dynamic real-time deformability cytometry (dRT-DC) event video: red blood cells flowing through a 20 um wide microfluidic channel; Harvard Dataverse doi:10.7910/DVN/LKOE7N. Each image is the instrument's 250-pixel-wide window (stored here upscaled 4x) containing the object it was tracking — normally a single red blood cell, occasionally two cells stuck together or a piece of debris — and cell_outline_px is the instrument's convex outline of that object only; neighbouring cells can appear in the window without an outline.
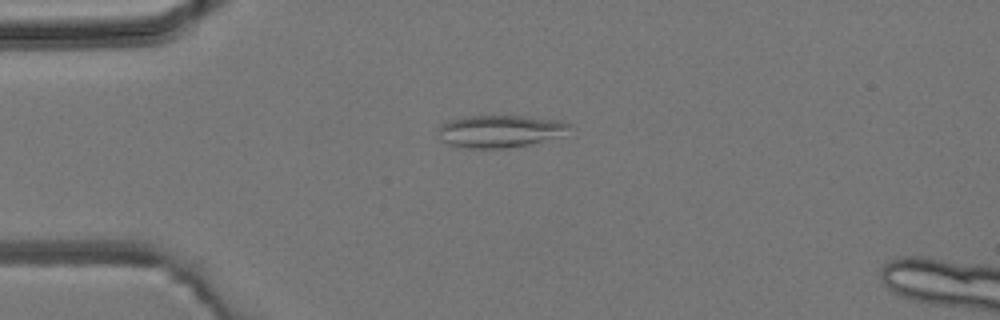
{"species": "common noctule bat (a hibernating species)", "species_latin": "Nyctalus noctula", "temperature_condition": "room temperature", "stored_images_in_passage": 5, "camera_frame_rate_fps": 3000, "um_per_image_px": 0.085, "animal": {"sex": "male", "body_mass_g": 19.2, "forearm_length_mm": 51.8}, "frame": {"image": 1, "passage_image": 4, "time_ms": 3.333, "image_size_px": [1000, 320], "cell_outline_px": [[568, 124], [560, 136], [532, 144], [508, 148], [460, 148], [448, 144], [440, 140], [436, 132], [440, 124], [448, 120], [468, 116], [528, 116], [560, 120]], "centroid_in_image_um": [42.38, 11.16], "position_along_channel_um": 42.6, "area_um2": 24.85}}